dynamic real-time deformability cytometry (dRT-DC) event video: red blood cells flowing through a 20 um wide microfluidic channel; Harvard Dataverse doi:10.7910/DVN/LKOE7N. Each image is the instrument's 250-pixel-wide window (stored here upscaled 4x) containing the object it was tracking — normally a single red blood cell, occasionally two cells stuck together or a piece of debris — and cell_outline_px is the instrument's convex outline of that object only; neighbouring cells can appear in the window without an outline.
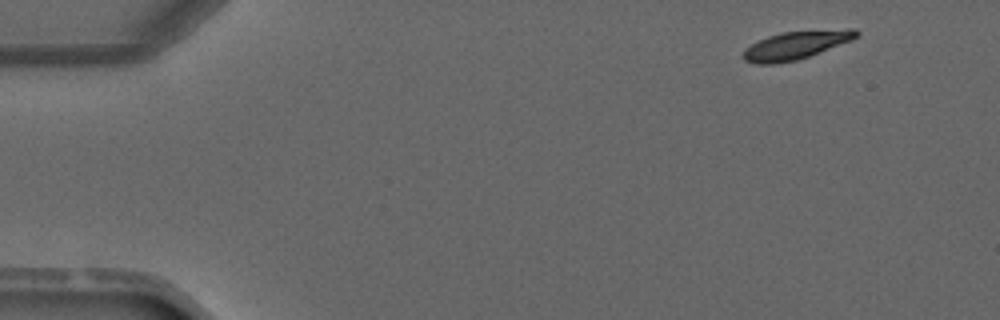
{"species": "common noctule bat (a hibernating species)", "species_latin": "Nyctalus noctula", "temperature_condition": "warm", "stored_images_in_passage": 3, "camera_frame_rate_fps": 3000, "um_per_image_px": 0.085, "animal": {"sex": "male", "forearm_length_mm": 52.5}, "frame": {"image": 1, "passage_image": 1, "time_ms": 0.0, "image_size_px": [1000, 320], "cell_outline_px": [[860, 36], [852, 40], [808, 56], [796, 60], [776, 64], [756, 64], [744, 60], [744, 48], [768, 36], [780, 32], [848, 28], [856, 28], [860, 32]], "centroid_in_image_um": [67.7, 3.82], "position_along_channel_um": 17.3, "area_um2": 18.61}}
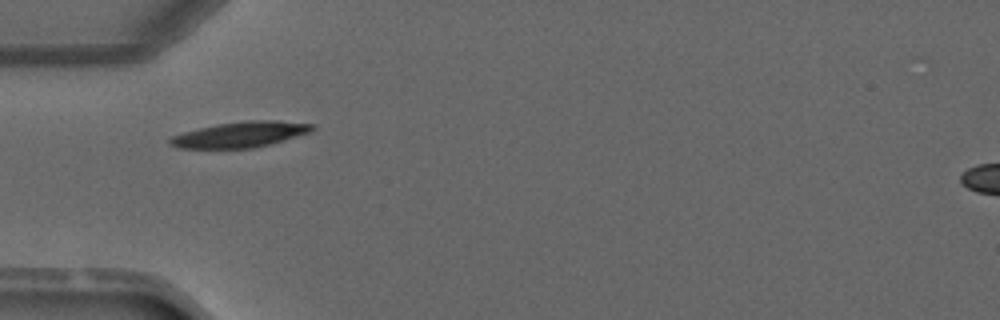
{"frame": {"image": 2, "passage_image": 3, "time_ms": 3.333, "image_size_px": [1000, 320], "cell_outline_px": [[316, 128], [312, 132], [284, 140], [252, 148], [180, 148], [168, 144], [168, 140], [172, 136], [184, 132], [216, 124], [248, 120], [276, 120], [316, 124]], "centroid_in_image_um": [20.47, 11.42], "position_along_channel_um": 64.5, "area_um2": 21.27}}